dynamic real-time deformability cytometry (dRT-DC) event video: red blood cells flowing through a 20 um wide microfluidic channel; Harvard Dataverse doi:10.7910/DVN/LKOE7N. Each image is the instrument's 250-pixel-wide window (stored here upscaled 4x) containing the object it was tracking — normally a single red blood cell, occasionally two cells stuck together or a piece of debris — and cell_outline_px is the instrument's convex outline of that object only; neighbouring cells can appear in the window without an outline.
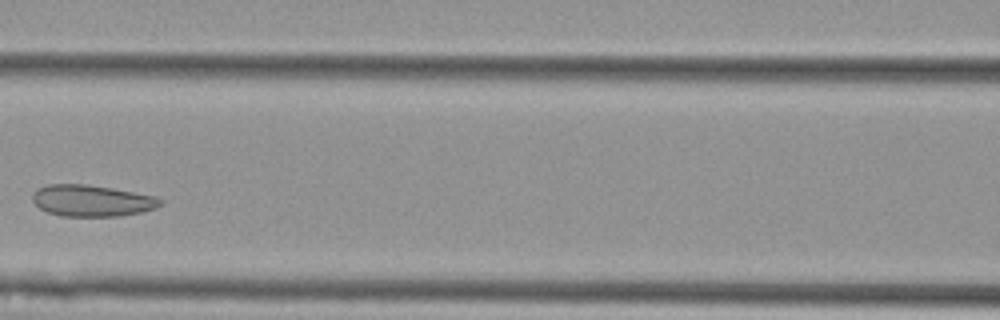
{"species": "Egyptian fruit bat (a non-hibernating species)", "species_latin": "Rousettus aegyptiacus", "temperature_condition": "cold", "stored_images_in_passage": 6, "camera_frame_rate_fps": 3000, "um_per_image_px": 0.085, "animal": {"sex": "female"}, "frame": {"image": 1, "passage_image": 4, "time_ms": 1.0, "image_size_px": [1000, 320], "cell_outline_px": [[164, 204], [156, 208], [140, 212], [120, 216], [60, 216], [48, 212], [40, 208], [32, 200], [32, 196], [40, 188], [48, 184], [84, 184], [112, 188], [156, 196], [164, 200]], "centroid_in_image_um": [7.86, 17.06], "position_along_channel_um": 158.7, "area_um2": 23.41}}
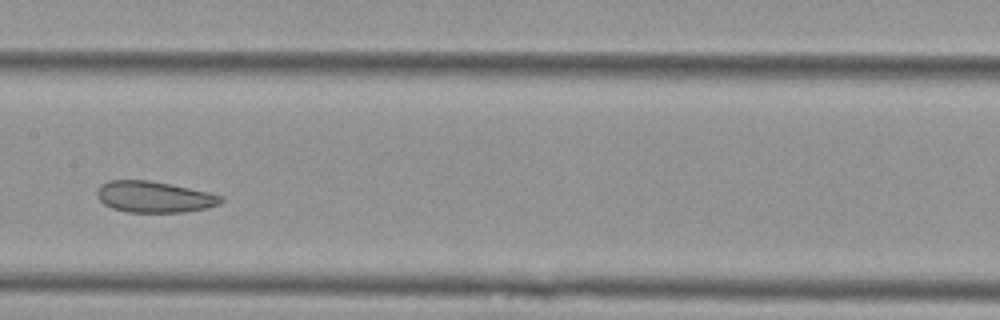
{"frame": {"image": 2, "passage_image": 5, "time_ms": 1.333, "image_size_px": [1000, 320], "cell_outline_px": [[224, 200], [220, 204], [208, 208], [184, 212], [128, 212], [112, 208], [104, 204], [96, 196], [96, 192], [100, 184], [108, 180], [148, 180], [208, 192], [224, 196]], "centroid_in_image_um": [13.1, 16.74], "position_along_channel_um": 194.3, "area_um2": 22.6}}
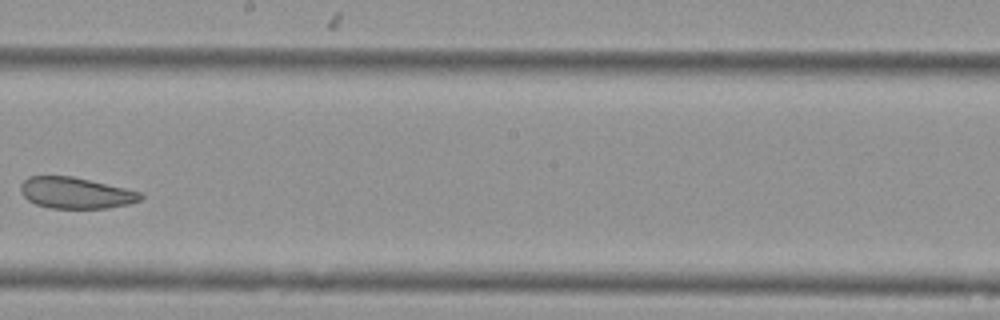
{"frame": {"image": 3, "passage_image": 6, "time_ms": 1.667, "image_size_px": [1000, 320], "cell_outline_px": [[144, 196], [140, 200], [128, 204], [108, 208], [52, 208], [36, 204], [28, 200], [20, 192], [20, 184], [28, 176], [72, 176], [124, 188], [140, 192]], "centroid_in_image_um": [6.41, 16.4], "position_along_channel_um": 241.8, "area_um2": 21.68}}